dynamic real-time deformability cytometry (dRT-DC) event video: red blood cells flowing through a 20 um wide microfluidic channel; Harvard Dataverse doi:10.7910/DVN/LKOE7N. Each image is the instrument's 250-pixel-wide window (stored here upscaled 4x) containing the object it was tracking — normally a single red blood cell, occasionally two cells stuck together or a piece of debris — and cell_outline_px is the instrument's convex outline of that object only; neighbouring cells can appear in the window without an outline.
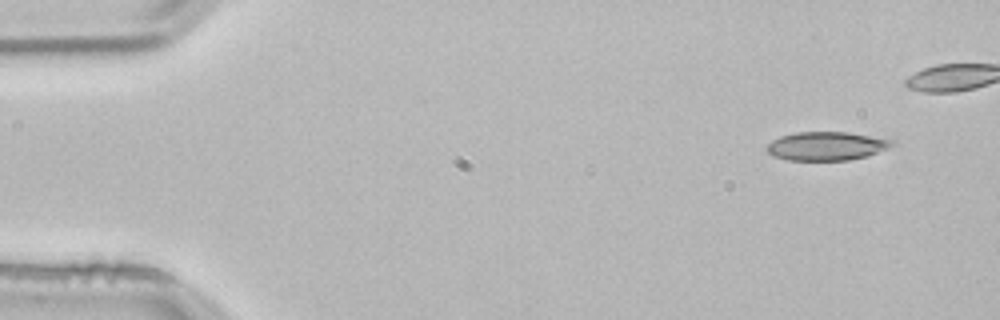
{"species": "common noctule bat (a hibernating species)", "species_latin": "Nyctalus noctula", "temperature_condition": "room temperature", "stored_images_in_passage": 5, "camera_frame_rate_fps": 3000, "um_per_image_px": 0.085, "animal": {"sex": "male", "body_mass_g": 21.5, "forearm_length_mm": 52.0}, "frame": {"image": 1, "passage_image": 1, "time_ms": 0.0, "image_size_px": [1000, 320], "cell_outline_px": [[896, 144], [888, 148], [864, 156], [848, 160], [788, 160], [772, 156], [768, 152], [768, 144], [772, 140], [780, 136], [796, 132], [848, 132], [892, 140]], "centroid_in_image_um": [70.22, 12.41], "position_along_channel_um": 14.8, "area_um2": 20.63}}